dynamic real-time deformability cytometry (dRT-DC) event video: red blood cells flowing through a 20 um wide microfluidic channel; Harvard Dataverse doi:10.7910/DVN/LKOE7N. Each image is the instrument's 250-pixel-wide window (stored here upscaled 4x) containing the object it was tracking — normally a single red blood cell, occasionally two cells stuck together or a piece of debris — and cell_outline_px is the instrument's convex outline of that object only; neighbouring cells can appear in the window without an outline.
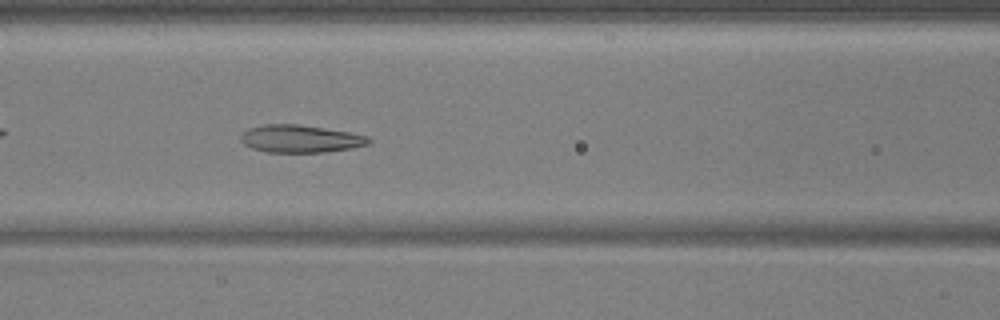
{"species": "common noctule bat (a hibernating species)", "species_latin": "Nyctalus noctula", "temperature_condition": "warm", "stored_images_in_passage": 41, "camera_frame_rate_fps": 3000, "um_per_image_px": 0.085, "animal": {"sex": "male", "body_mass_g": 17.9, "forearm_length_mm": 54.2}, "frame": {"image": 1, "passage_image": 9, "time_ms": 2.667, "image_size_px": [1000, 320], "cell_outline_px": [[372, 140], [368, 144], [352, 148], [324, 152], [268, 152], [252, 148], [244, 144], [240, 140], [240, 136], [248, 128], [264, 124], [296, 124], [324, 128], [348, 132], [368, 136]], "centroid_in_image_um": [25.52, 11.79], "position_along_channel_um": 141.1, "area_um2": 20.46}}
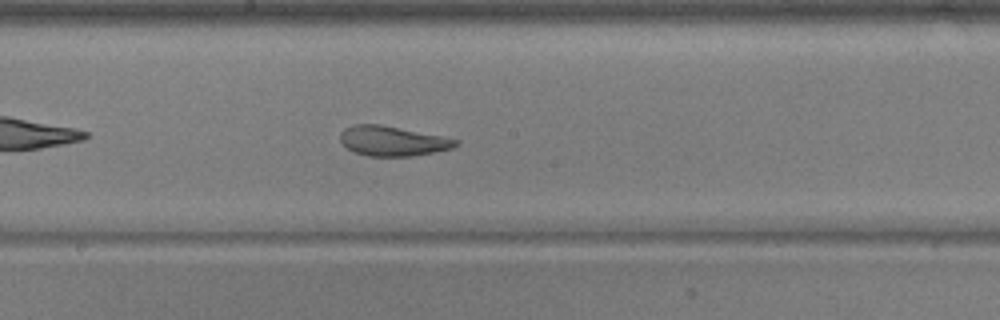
{"frame": {"image": 2, "passage_image": 15, "time_ms": 4.667, "image_size_px": [1000, 320], "cell_outline_px": [[460, 144], [452, 148], [412, 156], [368, 156], [356, 152], [348, 148], [340, 140], [340, 132], [344, 128], [352, 124], [380, 124], [460, 140]], "centroid_in_image_um": [33.35, 11.98], "position_along_channel_um": 214.9, "area_um2": 19.88}}
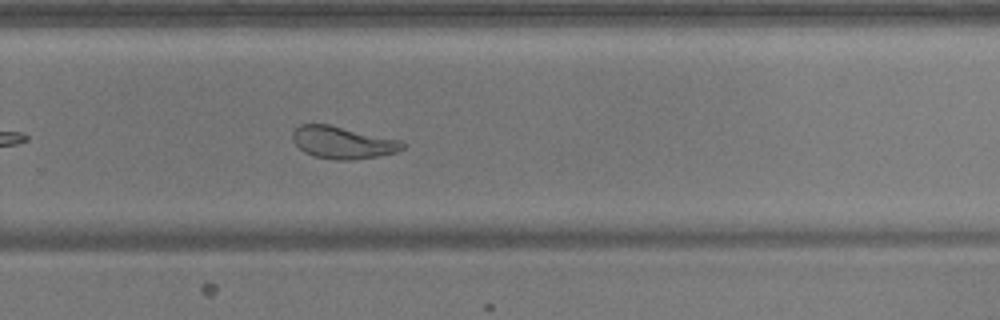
{"frame": {"image": 3, "passage_image": 22, "time_ms": 7.0, "image_size_px": [1000, 320], "cell_outline_px": [[404, 148], [396, 152], [380, 156], [352, 160], [336, 160], [312, 156], [304, 152], [292, 140], [292, 132], [300, 124], [328, 124], [400, 140], [404, 144]], "centroid_in_image_um": [29.11, 12.12], "position_along_channel_um": 300.7, "area_um2": 20.63}, "authors_computed_cell_mechanics": {"area_um2": 21.675, "velocity_mm_per_s": 3.6949, "shape_relaxation_time_tau1_ms": 8.3615, "shape_relaxation_time_tau2_ms": 1.5997, "deformation_change_tau1": 0.1797, "deformation_change_tau2": 0.0753}}